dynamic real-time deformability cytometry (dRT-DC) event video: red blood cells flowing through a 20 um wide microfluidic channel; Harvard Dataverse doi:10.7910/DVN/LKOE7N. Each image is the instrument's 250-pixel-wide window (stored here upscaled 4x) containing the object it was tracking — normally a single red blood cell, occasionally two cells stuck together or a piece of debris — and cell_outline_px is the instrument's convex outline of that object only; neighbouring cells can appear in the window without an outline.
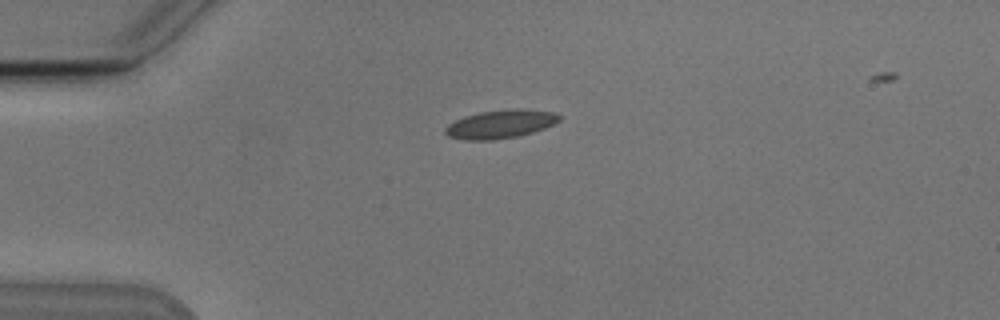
{"species": "Egyptian fruit bat (a non-hibernating species)", "species_latin": "Rousettus aegyptiacus", "temperature_condition": "cold", "stored_images_in_passage": 4, "camera_frame_rate_fps": 3000, "um_per_image_px": 0.085, "animal": {"sex": "male"}, "frame": {"image": 1, "passage_image": 1, "time_ms": 0.0, "image_size_px": [1000, 320], "cell_outline_px": [[560, 120], [544, 128], [532, 132], [516, 136], [492, 140], [464, 140], [448, 136], [444, 132], [444, 128], [448, 124], [464, 116], [480, 112], [512, 108], [520, 108], [556, 112], [560, 116]], "centroid_in_image_um": [42.52, 10.54], "position_along_channel_um": 42.5, "area_um2": 18.9}}
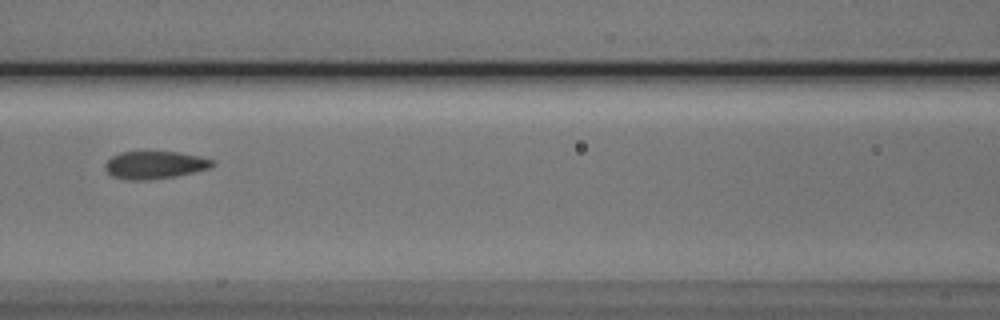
{"frame": {"image": 2, "passage_image": 4, "time_ms": 3.667, "image_size_px": [1000, 320], "cell_outline_px": [[216, 164], [212, 168], [176, 176], [148, 180], [132, 180], [112, 176], [104, 168], [104, 164], [112, 156], [120, 152], [180, 152], [200, 156], [216, 160]], "centroid_in_image_um": [13.21, 14.02], "position_along_channel_um": 153.4, "area_um2": 17.46}}